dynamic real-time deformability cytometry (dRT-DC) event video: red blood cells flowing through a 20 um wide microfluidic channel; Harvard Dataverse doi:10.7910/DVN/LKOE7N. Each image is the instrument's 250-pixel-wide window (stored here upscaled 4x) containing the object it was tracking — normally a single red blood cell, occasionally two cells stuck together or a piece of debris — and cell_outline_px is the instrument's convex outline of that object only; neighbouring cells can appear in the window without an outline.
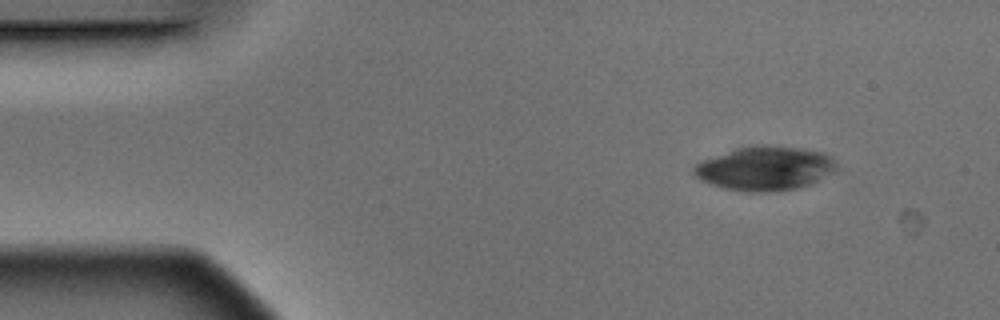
{"species": "Egyptian fruit bat (a non-hibernating species)", "species_latin": "Rousettus aegyptiacus", "temperature_condition": "warm", "stored_images_in_passage": 4, "camera_frame_rate_fps": 3000, "um_per_image_px": 0.085, "animal": {"sex": "male"}, "frame": {"image": 1, "passage_image": 1, "time_ms": 0.0, "image_size_px": [1000, 320], "cell_outline_px": [[840, 168], [836, 172], [812, 184], [796, 188], [764, 192], [744, 192], [724, 188], [708, 184], [700, 180], [692, 172], [692, 168], [696, 164], [704, 160], [736, 148], [756, 144], [760, 144], [796, 148], [824, 152], [832, 156], [836, 160]], "centroid_in_image_um": [65.08, 14.32], "position_along_channel_um": 19.9, "area_um2": 37.05}}